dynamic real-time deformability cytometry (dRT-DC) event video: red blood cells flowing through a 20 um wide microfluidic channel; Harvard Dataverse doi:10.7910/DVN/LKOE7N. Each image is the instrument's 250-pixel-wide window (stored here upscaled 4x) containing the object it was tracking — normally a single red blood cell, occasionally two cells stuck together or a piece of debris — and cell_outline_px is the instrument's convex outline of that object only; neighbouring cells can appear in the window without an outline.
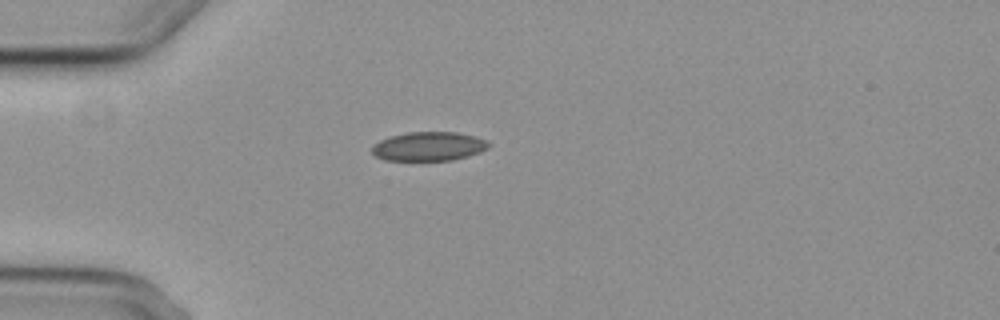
{"species": "common noctule bat (a hibernating species)", "species_latin": "Nyctalus noctula", "temperature_condition": "cold", "stored_images_in_passage": 1, "camera_frame_rate_fps": 3000, "um_per_image_px": 0.085, "animal": {"sex": "female", "body_mass_g": 29.2, "forearm_length_mm": 56.3}, "frame": {"image": 1, "passage_image": 1, "time_ms": 0.0, "image_size_px": [1000, 320], "cell_outline_px": [[492, 144], [488, 148], [480, 152], [468, 156], [452, 160], [384, 160], [376, 156], [372, 152], [372, 148], [380, 140], [388, 136], [408, 132], [456, 132], [476, 136], [488, 140]], "centroid_in_image_um": [36.49, 12.43], "position_along_channel_um": 48.5, "area_um2": 19.83}}